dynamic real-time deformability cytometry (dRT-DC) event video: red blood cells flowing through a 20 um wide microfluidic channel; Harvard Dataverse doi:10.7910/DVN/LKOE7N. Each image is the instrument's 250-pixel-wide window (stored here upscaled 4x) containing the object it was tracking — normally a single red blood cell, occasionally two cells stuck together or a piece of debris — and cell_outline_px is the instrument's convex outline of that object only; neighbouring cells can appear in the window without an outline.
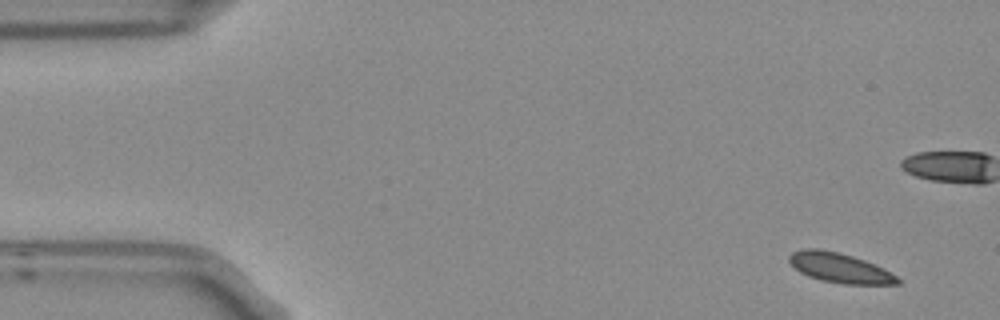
{"species": "Egyptian fruit bat (a non-hibernating species)", "species_latin": "Rousettus aegyptiacus", "temperature_condition": "room temperature", "stored_images_in_passage": 5, "camera_frame_rate_fps": 3000, "um_per_image_px": 0.085, "frame": {"image": 1, "passage_image": 1, "time_ms": 0.0, "image_size_px": [1000, 320], "cell_outline_px": [[900, 284], [844, 284], [820, 280], [808, 276], [800, 272], [788, 260], [788, 256], [792, 252], [804, 248], [816, 248], [836, 252], [852, 256], [864, 260], [884, 268], [896, 276], [900, 280]], "centroid_in_image_um": [71.37, 22.77], "position_along_channel_um": 13.6, "area_um2": 18.67}}